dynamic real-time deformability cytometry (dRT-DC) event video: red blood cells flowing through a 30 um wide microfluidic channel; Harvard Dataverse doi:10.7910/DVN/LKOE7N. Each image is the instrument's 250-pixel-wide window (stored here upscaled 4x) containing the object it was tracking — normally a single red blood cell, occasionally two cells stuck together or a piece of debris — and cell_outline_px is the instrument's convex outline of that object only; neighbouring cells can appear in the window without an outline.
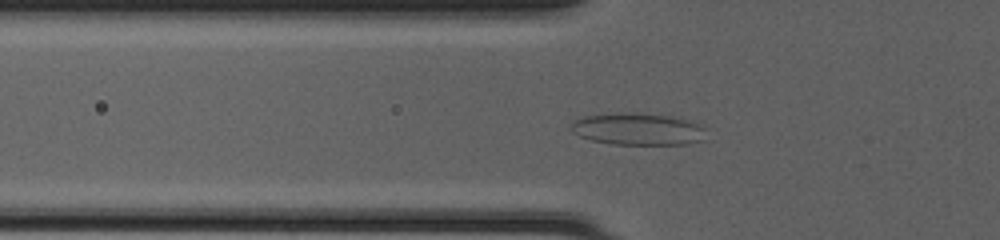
{"species": "common noctule bat (a hibernating species)", "species_latin": "Nyctalus noctula", "temperature_condition": "cold", "stored_images_in_passage": 47, "camera_frame_rate_fps": 3000, "um_per_image_px": 0.085, "animal": {"sex": "female", "body_mass_g": 20.0, "forearm_length_mm": 54.0}, "frame": {"image": 1, "passage_image": 15, "time_ms": 4.667, "image_size_px": [1000, 240], "cell_outline_px": [[704, 140], [688, 144], [612, 144], [592, 140], [580, 136], [572, 132], [568, 128], [576, 120], [584, 116], [616, 112], [620, 112], [672, 116], [696, 124], [704, 128]], "centroid_in_image_um": [54.17, 10.98], "position_along_channel_um": 71.6, "area_um2": 24.97}}
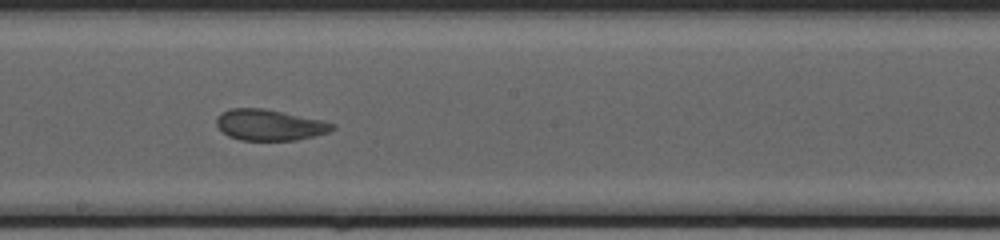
{"frame": {"image": 2, "passage_image": 26, "time_ms": 8.333, "image_size_px": [1000, 240], "cell_outline_px": [[336, 128], [328, 132], [296, 140], [240, 140], [228, 136], [216, 124], [216, 116], [220, 112], [228, 108], [264, 108], [324, 120], [336, 124]], "centroid_in_image_um": [22.91, 10.6], "position_along_channel_um": 225.3, "area_um2": 21.1}}
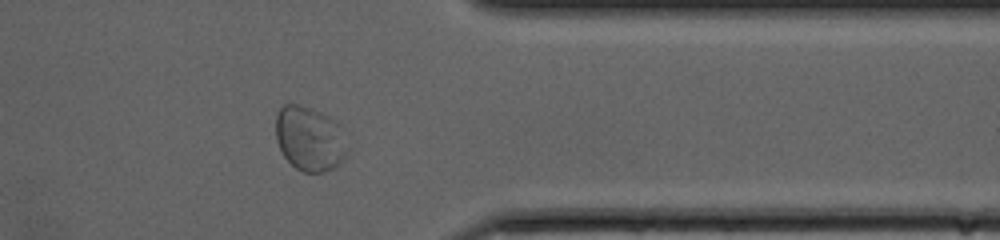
{"frame": {"image": 3, "passage_image": 38, "time_ms": 12.333, "image_size_px": [1000, 240], "cell_outline_px": [[348, 152], [344, 160], [332, 168], [320, 172], [300, 172], [284, 156], [276, 140], [276, 112], [284, 104], [296, 104], [320, 112], [328, 116], [340, 124], [348, 148]], "centroid_in_image_um": [26.32, 11.79], "position_along_channel_um": 385.1, "area_um2": 26.99}}